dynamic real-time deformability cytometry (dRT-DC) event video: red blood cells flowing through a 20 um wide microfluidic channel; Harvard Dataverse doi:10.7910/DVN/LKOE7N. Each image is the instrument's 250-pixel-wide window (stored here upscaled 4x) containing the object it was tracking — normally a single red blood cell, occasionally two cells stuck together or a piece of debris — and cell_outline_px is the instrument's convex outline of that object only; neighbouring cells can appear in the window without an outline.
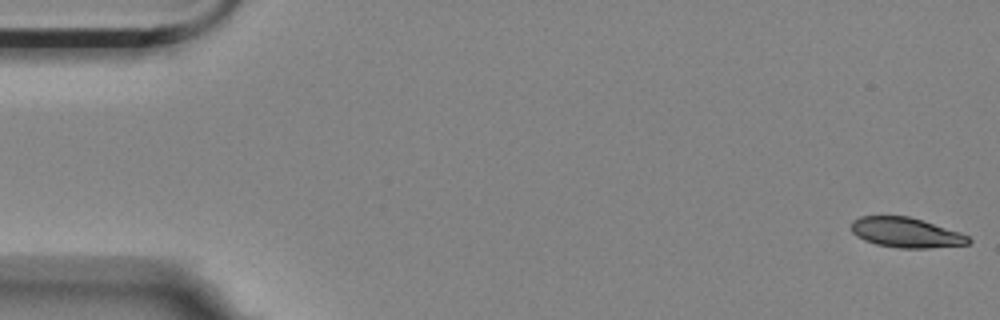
{"species": "Egyptian fruit bat (a non-hibernating species)", "species_latin": "Rousettus aegyptiacus", "temperature_condition": "room temperature", "stored_images_in_passage": 12, "camera_frame_rate_fps": 3000, "um_per_image_px": 0.085, "animal": {"sex": "female"}, "frame": {"image": 1, "passage_image": 1, "time_ms": 0.0, "image_size_px": [1000, 320], "cell_outline_px": [[972, 240], [968, 244], [928, 248], [896, 248], [876, 244], [864, 240], [856, 236], [852, 232], [852, 220], [860, 216], [908, 216], [924, 220], [960, 232], [968, 236]], "centroid_in_image_um": [77.01, 19.77], "position_along_channel_um": 8.0, "area_um2": 20.58}}